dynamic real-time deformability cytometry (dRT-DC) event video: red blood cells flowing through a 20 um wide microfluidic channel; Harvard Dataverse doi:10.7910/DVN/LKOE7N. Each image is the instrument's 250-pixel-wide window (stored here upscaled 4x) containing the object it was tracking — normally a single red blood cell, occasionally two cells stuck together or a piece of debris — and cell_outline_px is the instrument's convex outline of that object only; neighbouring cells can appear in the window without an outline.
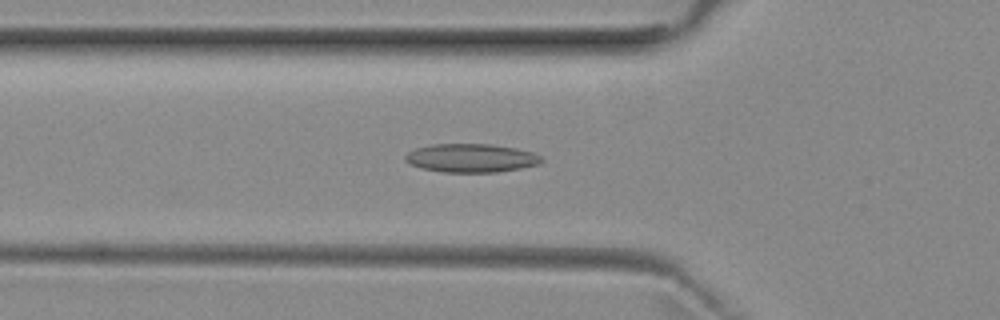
{"species": "common noctule bat (a hibernating species)", "species_latin": "Nyctalus noctula", "temperature_condition": "room temperature", "stored_images_in_passage": 39, "camera_frame_rate_fps": 3000, "um_per_image_px": 0.085, "animal": {"sex": "female", "body_mass_g": 29.2, "forearm_length_mm": 56.3}, "frame": {"image": 1, "passage_image": 5, "time_ms": 1.333, "image_size_px": [1000, 320], "cell_outline_px": [[544, 160], [536, 164], [520, 168], [496, 172], [444, 172], [424, 168], [412, 164], [404, 160], [404, 156], [408, 152], [416, 148], [432, 144], [492, 144], [516, 148], [532, 152], [540, 156]], "centroid_in_image_um": [40.04, 13.42], "position_along_channel_um": 85.8, "area_um2": 22.43}}
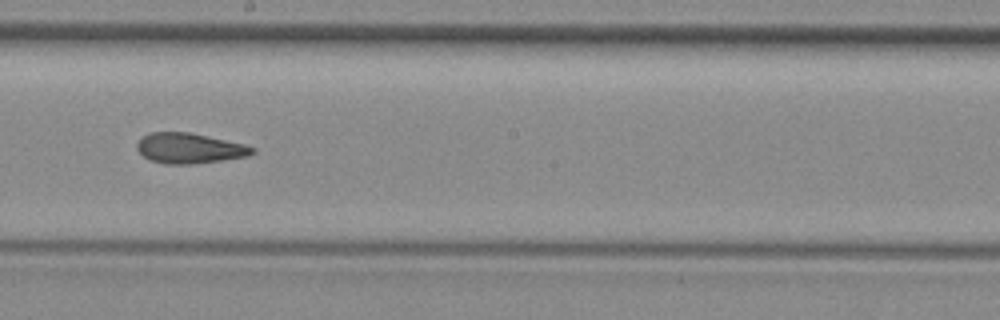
{"frame": {"image": 2, "passage_image": 16, "time_ms": 5.0, "image_size_px": [1000, 320], "cell_outline_px": [[256, 152], [248, 156], [224, 160], [192, 164], [164, 164], [152, 160], [144, 156], [136, 148], [136, 144], [144, 136], [152, 132], [188, 132], [244, 144], [256, 148]], "centroid_in_image_um": [16.13, 12.61], "position_along_channel_um": 232.1, "area_um2": 20.23}}
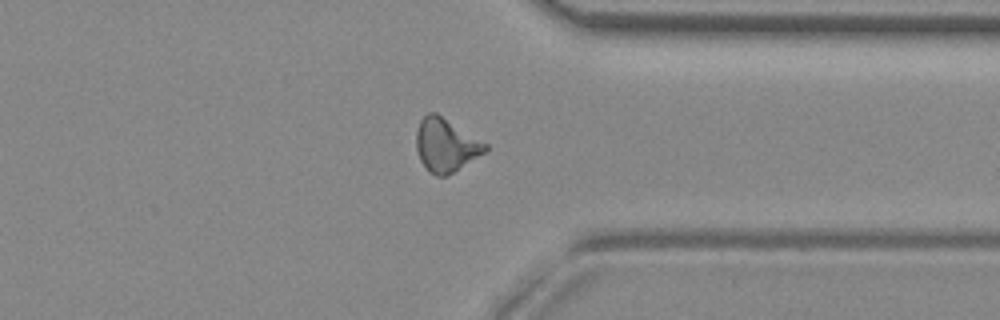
{"frame": {"image": 3, "passage_image": 27, "time_ms": 8.667, "image_size_px": [1000, 320], "cell_outline_px": [[488, 148], [484, 152], [452, 172], [444, 176], [436, 176], [420, 160], [416, 148], [416, 132], [420, 120], [428, 112], [436, 112], [488, 144]], "centroid_in_image_um": [37.87, 12.29], "position_along_channel_um": 373.5, "area_um2": 20.98}, "authors_computed_cell_mechanics": {"area_um2": 20.4612, "velocity_mm_per_s": 3.9743, "shape_relaxation_time_tau1_ms": null, "shape_relaxation_time_tau2_ms": 3.4049, "deformation_change_tau1": null, "deformation_change_tau2": 0.1052}}